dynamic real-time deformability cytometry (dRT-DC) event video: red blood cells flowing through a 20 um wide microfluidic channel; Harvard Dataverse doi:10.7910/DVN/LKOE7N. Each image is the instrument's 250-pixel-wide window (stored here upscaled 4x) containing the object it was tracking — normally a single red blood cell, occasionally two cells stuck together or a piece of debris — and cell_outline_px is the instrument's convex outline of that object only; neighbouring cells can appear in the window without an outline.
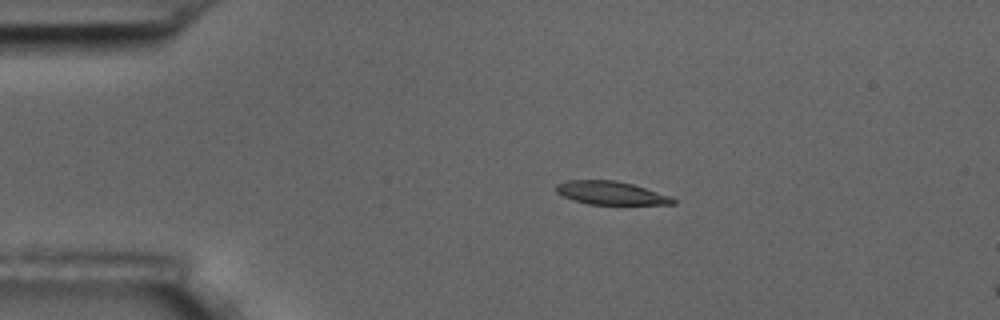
{"species": "common noctule bat (a hibernating species)", "species_latin": "Nyctalus noctula", "temperature_condition": "room temperature", "stored_images_in_passage": 6, "camera_frame_rate_fps": 3000, "um_per_image_px": 0.085, "animal": {"sex": "male", "body_mass_g": 17.5, "forearm_length_mm": 52.3}, "frame": {"image": 1, "passage_image": 4, "time_ms": 3.667, "image_size_px": [1000, 320], "cell_outline_px": [[676, 204], [588, 204], [564, 196], [556, 192], [556, 184], [568, 180], [616, 180], [632, 184], [672, 196], [676, 200]], "centroid_in_image_um": [51.95, 16.4], "position_along_channel_um": 33.0, "area_um2": 15.72}}